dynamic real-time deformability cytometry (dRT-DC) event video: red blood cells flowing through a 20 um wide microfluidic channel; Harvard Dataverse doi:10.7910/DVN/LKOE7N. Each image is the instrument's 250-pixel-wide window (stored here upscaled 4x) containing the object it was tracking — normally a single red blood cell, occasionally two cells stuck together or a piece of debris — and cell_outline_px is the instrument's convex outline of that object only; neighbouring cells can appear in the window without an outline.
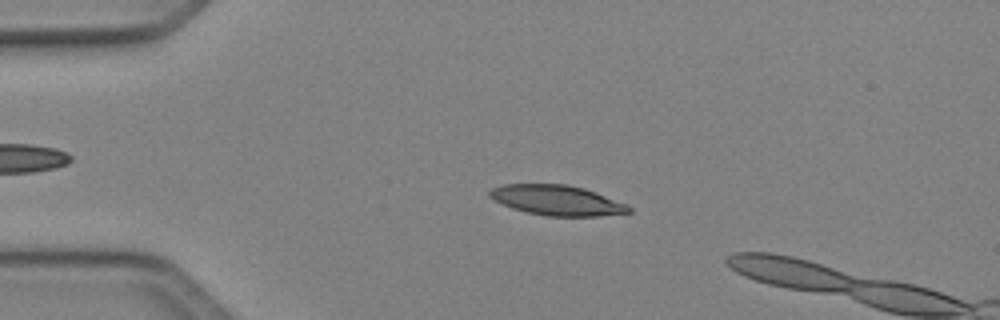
{"species": "Egyptian fruit bat (a non-hibernating species)", "species_latin": "Rousettus aegyptiacus", "temperature_condition": "cold", "stored_images_in_passage": 40, "camera_frame_rate_fps": 3000, "um_per_image_px": 0.085, "animal": {"sex": "female"}, "frame": {"image": 1, "passage_image": 7, "time_ms": 2.0, "image_size_px": [1000, 320], "cell_outline_px": [[632, 212], [596, 216], [544, 216], [512, 208], [488, 196], [488, 192], [492, 188], [504, 184], [564, 184], [584, 188], [596, 192], [628, 204], [632, 208]], "centroid_in_image_um": [47.37, 17.02], "position_along_channel_um": 37.6, "area_um2": 24.39}}
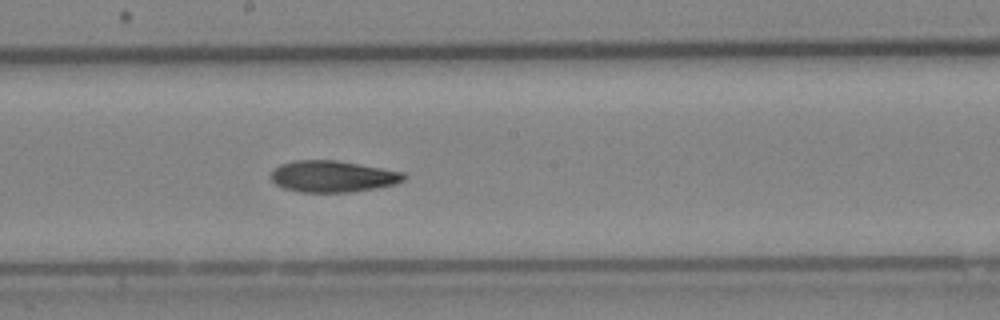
{"frame": {"image": 2, "passage_image": 23, "time_ms": 7.333, "image_size_px": [1000, 320], "cell_outline_px": [[408, 176], [404, 180], [396, 184], [356, 192], [300, 192], [284, 188], [276, 184], [272, 180], [272, 172], [280, 164], [296, 160], [336, 160], [404, 172]], "centroid_in_image_um": [28.32, 15.0], "position_along_channel_um": 219.9, "area_um2": 24.39}}
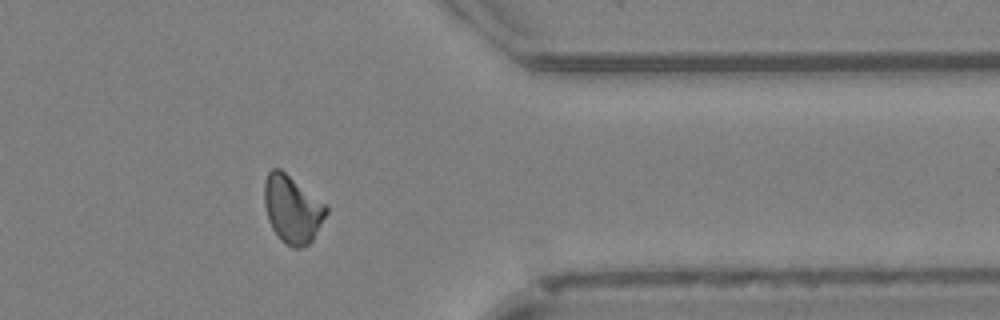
{"frame": {"image": 3, "passage_image": 36, "time_ms": 11.667, "image_size_px": [1000, 320], "cell_outline_px": [[328, 212], [312, 240], [308, 244], [300, 248], [292, 248], [280, 240], [272, 228], [268, 220], [264, 204], [264, 180], [268, 172], [272, 168], [280, 168], [328, 204]], "centroid_in_image_um": [24.85, 17.76], "position_along_channel_um": 386.5, "area_um2": 24.74}}